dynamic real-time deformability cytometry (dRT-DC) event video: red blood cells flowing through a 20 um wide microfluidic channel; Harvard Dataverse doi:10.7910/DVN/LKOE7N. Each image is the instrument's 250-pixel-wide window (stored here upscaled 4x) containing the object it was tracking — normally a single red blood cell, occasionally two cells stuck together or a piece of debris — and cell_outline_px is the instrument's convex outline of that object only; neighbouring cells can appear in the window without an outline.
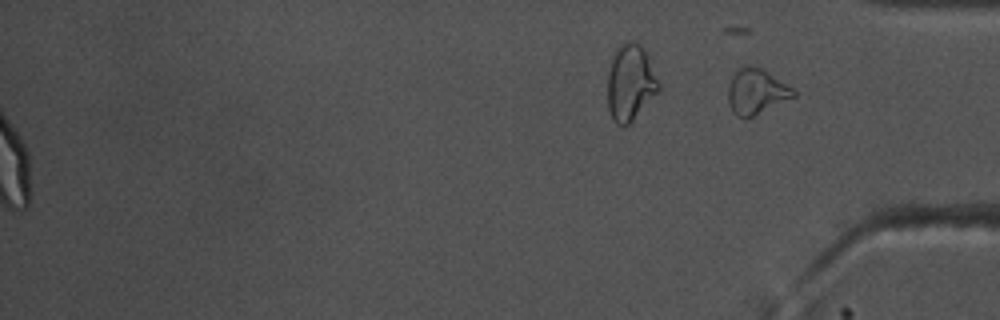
{"species": "common noctule bat (a hibernating species)", "species_latin": "Nyctalus noctula", "temperature_condition": "warm", "stored_images_in_passage": 56, "segment_of_instrument_passage": [2, 2], "camera_frame_rate_fps": 3000, "um_per_image_px": 0.085, "animal": {"sex": "male", "body_mass_g": 17.5, "forearm_length_mm": 52.3}, "frame": {"image": 1, "passage_image": 56, "time_ms": 18.333, "image_size_px": [1000, 320], "cell_outline_px": [[796, 96], [748, 120], [744, 120], [736, 116], [728, 100], [728, 88], [732, 76], [740, 68], [748, 64], [760, 68], [768, 72], [792, 88], [796, 92]], "centroid_in_image_um": [64.29, 7.82], "position_along_channel_um": 370.9, "area_um2": 17.4}}